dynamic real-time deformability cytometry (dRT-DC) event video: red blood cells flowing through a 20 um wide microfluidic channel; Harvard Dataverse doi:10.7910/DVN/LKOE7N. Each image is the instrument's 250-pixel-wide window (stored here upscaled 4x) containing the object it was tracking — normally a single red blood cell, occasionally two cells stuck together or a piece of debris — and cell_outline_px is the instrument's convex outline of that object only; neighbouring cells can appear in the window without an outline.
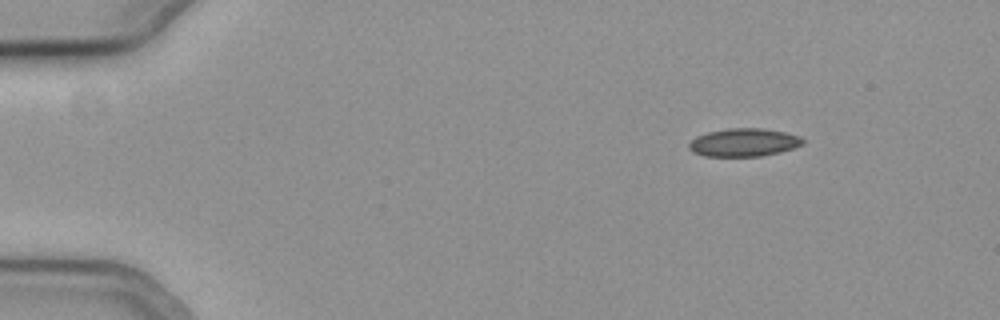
{"species": "common noctule bat (a hibernating species)", "species_latin": "Nyctalus noctula", "temperature_condition": "cold", "stored_images_in_passage": 49, "camera_frame_rate_fps": 3000, "um_per_image_px": 0.085, "animal": {"sex": "female", "body_mass_g": 19.3, "forearm_length_mm": 54.1}, "frame": {"image": 1, "passage_image": 1, "time_ms": 0.0, "image_size_px": [1000, 320], "cell_outline_px": [[804, 144], [780, 152], [760, 156], [704, 156], [692, 152], [688, 148], [688, 144], [696, 136], [708, 132], [728, 128], [764, 128], [784, 132], [800, 136], [804, 140]], "centroid_in_image_um": [63.21, 12.1], "position_along_channel_um": 21.8, "area_um2": 18.67}}
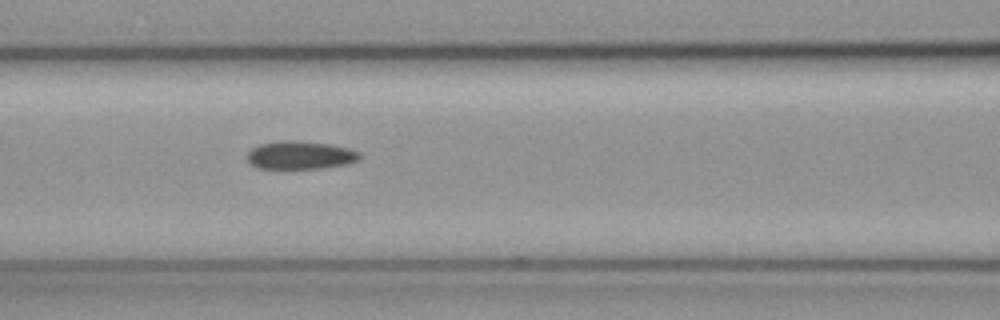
{"frame": {"image": 2, "passage_image": 18, "time_ms": 5.667, "image_size_px": [1000, 320], "cell_outline_px": [[360, 160], [348, 164], [320, 168], [256, 168], [244, 156], [252, 148], [260, 144], [284, 140], [292, 140], [328, 144], [348, 148], [360, 152]], "centroid_in_image_um": [25.52, 13.19], "position_along_channel_um": 141.1, "area_um2": 18.38}}
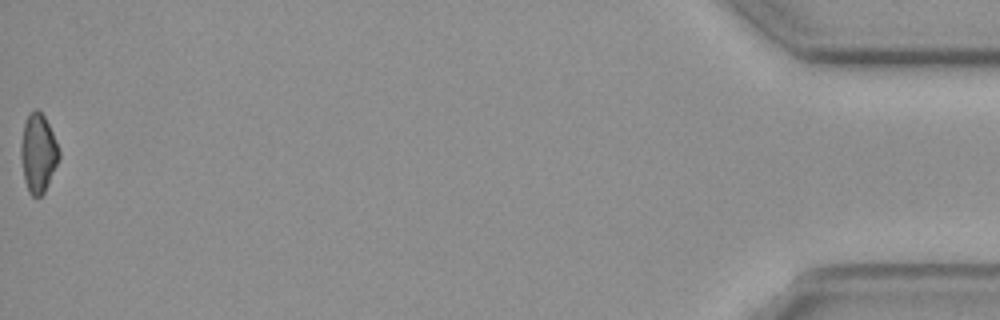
{"frame": {"image": 3, "passage_image": 49, "time_ms": 16.0, "image_size_px": [1000, 320], "cell_outline_px": [[60, 156], [44, 192], [40, 196], [32, 196], [28, 192], [24, 180], [20, 156], [20, 144], [24, 124], [28, 112], [36, 108], [44, 116], [52, 132], [60, 152]], "centroid_in_image_um": [3.21, 13.0], "position_along_channel_um": 432.0, "area_um2": 17.4}}